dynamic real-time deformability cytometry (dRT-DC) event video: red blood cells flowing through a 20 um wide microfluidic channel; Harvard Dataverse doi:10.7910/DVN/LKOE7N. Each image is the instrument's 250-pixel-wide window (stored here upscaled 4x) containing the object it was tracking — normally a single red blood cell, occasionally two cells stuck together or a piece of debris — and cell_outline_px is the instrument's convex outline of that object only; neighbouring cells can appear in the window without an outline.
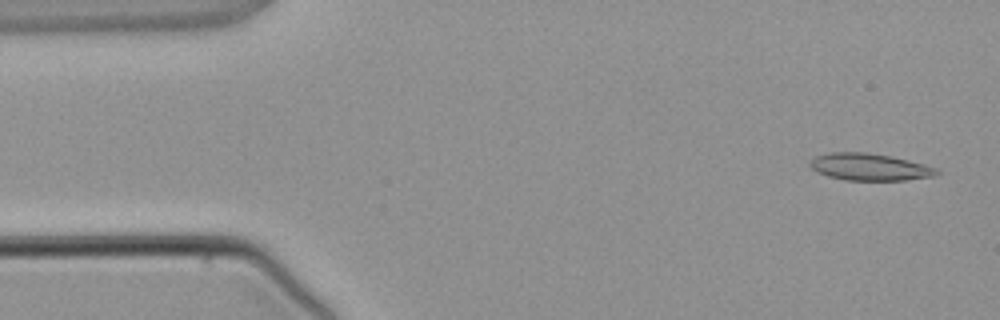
{"species": "common noctule bat (a hibernating species)", "species_latin": "Nyctalus noctula", "temperature_condition": "warm", "stored_images_in_passage": 5, "camera_frame_rate_fps": 3000, "um_per_image_px": 0.085, "animal": {"sex": "male", "body_mass_g": 21.5, "forearm_length_mm": 52.0}, "frame": {"image": 1, "passage_image": 1, "time_ms": 0.0, "image_size_px": [1000, 320], "cell_outline_px": [[940, 172], [936, 176], [904, 180], [844, 180], [828, 176], [816, 172], [808, 164], [808, 160], [816, 156], [832, 152], [868, 152], [892, 156], [924, 164], [936, 168]], "centroid_in_image_um": [73.89, 14.19], "position_along_channel_um": 11.1, "area_um2": 20.11}}